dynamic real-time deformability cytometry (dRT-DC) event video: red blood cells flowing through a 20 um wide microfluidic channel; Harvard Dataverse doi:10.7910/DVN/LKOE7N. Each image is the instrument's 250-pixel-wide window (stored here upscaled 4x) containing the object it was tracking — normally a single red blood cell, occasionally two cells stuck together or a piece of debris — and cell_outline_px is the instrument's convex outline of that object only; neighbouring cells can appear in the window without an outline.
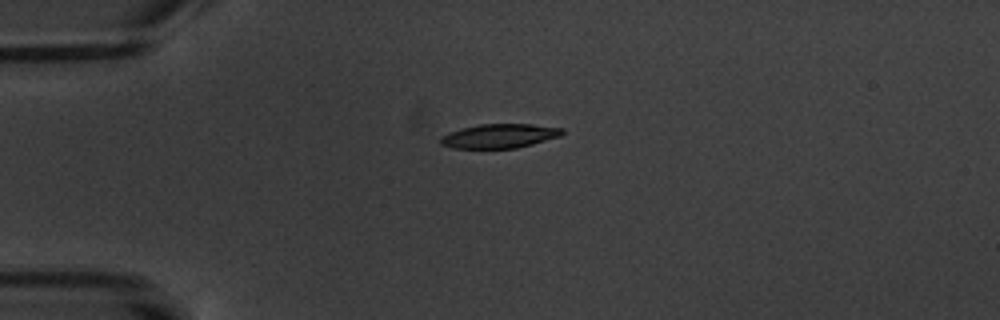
{"species": "common noctule bat (a hibernating species)", "species_latin": "Nyctalus noctula", "temperature_condition": "warm", "stored_images_in_passage": 3, "camera_frame_rate_fps": 3000, "um_per_image_px": 0.085, "animal": {"sex": "male", "body_mass_g": 20.1, "forearm_length_mm": 53.5}, "frame": {"image": 1, "passage_image": 1, "time_ms": 0.0, "image_size_px": [1000, 320], "cell_outline_px": [[564, 132], [560, 136], [532, 144], [516, 148], [452, 148], [440, 144], [440, 136], [448, 132], [460, 128], [480, 124], [532, 124], [564, 128]], "centroid_in_image_um": [42.43, 11.55], "position_along_channel_um": 42.6, "area_um2": 17.22}}